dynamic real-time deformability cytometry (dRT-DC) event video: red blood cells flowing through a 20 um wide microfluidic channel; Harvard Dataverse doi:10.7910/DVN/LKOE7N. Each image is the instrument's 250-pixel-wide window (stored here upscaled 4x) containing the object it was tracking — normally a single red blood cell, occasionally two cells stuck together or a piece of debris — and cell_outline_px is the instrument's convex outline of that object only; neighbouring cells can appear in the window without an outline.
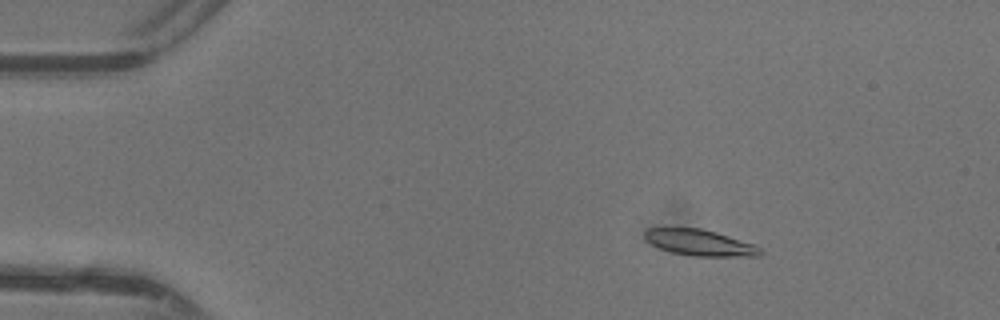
{"species": "common noctule bat (a hibernating species)", "species_latin": "Nyctalus noctula", "temperature_condition": "warm", "stored_images_in_passage": 48, "camera_frame_rate_fps": 3000, "um_per_image_px": 0.085, "animal": {"sex": "female"}, "frame": {"image": 1, "passage_image": 8, "time_ms": 2.333, "image_size_px": [1000, 320], "cell_outline_px": [[764, 252], [760, 256], [692, 256], [672, 252], [660, 248], [652, 244], [644, 236], [644, 232], [648, 228], [700, 228], [716, 232], [752, 244], [760, 248]], "centroid_in_image_um": [59.48, 20.63], "position_along_channel_um": 25.5, "area_um2": 17.34}}
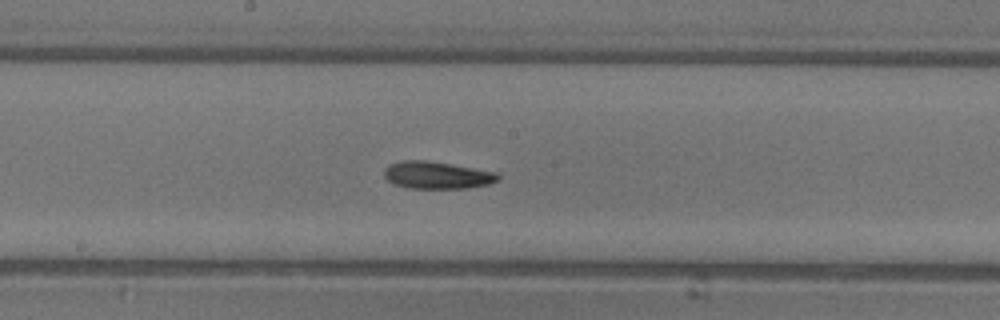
{"frame": {"image": 2, "passage_image": 26, "time_ms": 8.333, "image_size_px": [1000, 320], "cell_outline_px": [[500, 180], [488, 184], [468, 188], [408, 188], [396, 184], [388, 180], [384, 176], [384, 168], [388, 164], [404, 160], [424, 160], [496, 172], [500, 176]], "centroid_in_image_um": [37.13, 14.89], "position_along_channel_um": 211.1, "area_um2": 17.92}}
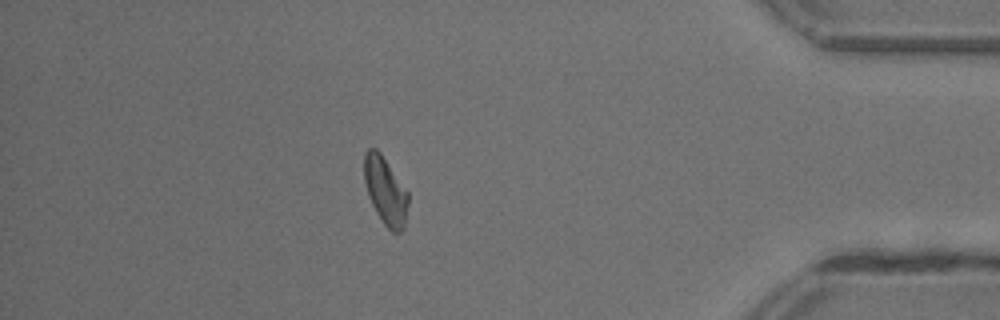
{"frame": {"image": 3, "passage_image": 42, "time_ms": 13.667, "image_size_px": [1000, 320], "cell_outline_px": [[408, 204], [404, 228], [400, 232], [392, 232], [384, 224], [376, 212], [368, 196], [364, 180], [364, 152], [368, 148], [376, 148], [380, 152], [408, 192]], "centroid_in_image_um": [32.75, 16.21], "position_along_channel_um": 402.5, "area_um2": 17.28}, "authors_computed_cell_mechanics": {"area_um2": 17.34, "velocity_mm_per_s": 4.389, "shape_relaxation_time_tau1_ms": 4.8868, "shape_relaxation_time_tau2_ms": 6.9941, "deformation_change_tau1": 0.1538, "deformation_change_tau2": 0.1667}}